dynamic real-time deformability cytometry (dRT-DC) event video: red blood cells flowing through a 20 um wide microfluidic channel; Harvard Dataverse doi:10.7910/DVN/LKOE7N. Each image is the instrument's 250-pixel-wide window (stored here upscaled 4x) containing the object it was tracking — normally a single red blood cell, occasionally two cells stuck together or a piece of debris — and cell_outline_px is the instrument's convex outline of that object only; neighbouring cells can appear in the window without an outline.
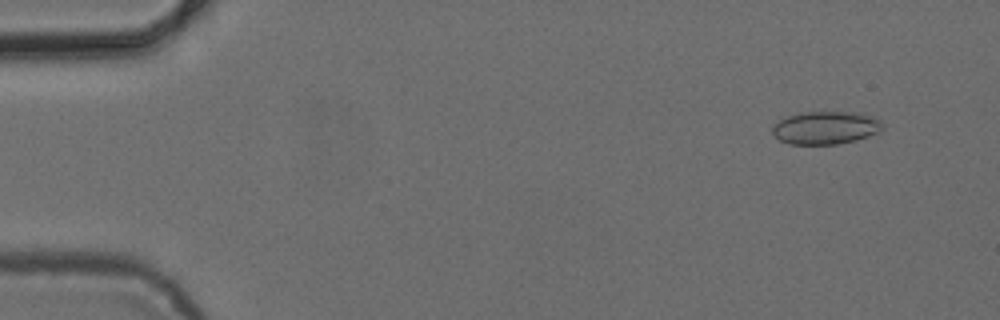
{"species": "common noctule bat (a hibernating species)", "species_latin": "Nyctalus noctula", "temperature_condition": "cold", "stored_images_in_passage": 54, "camera_frame_rate_fps": 3000, "um_per_image_px": 0.085, "animal": {"sex": "female", "body_mass_g": 24.6, "forearm_length_mm": 56.2}, "frame": {"image": 1, "passage_image": 5, "time_ms": 1.333, "image_size_px": [1000, 320], "cell_outline_px": [[884, 128], [880, 132], [856, 140], [836, 144], [788, 144], [772, 136], [772, 128], [780, 120], [788, 116], [804, 112], [860, 112], [872, 116], [880, 120], [884, 124]], "centroid_in_image_um": [70.21, 10.86], "position_along_channel_um": 14.8, "area_um2": 21.27}}
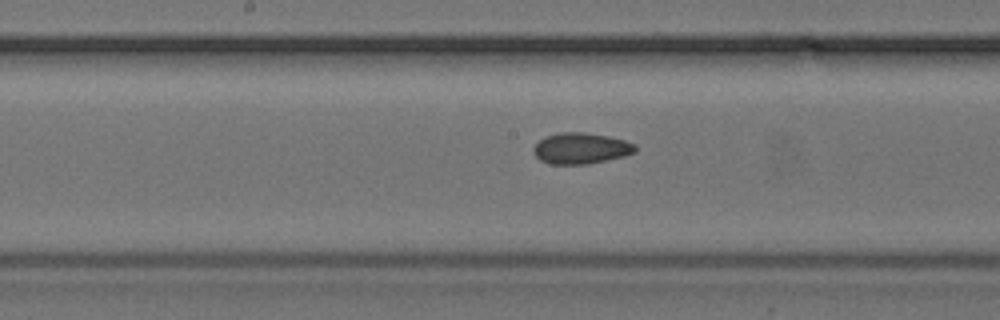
{"frame": {"image": 2, "passage_image": 28, "time_ms": 9.0, "image_size_px": [1000, 320], "cell_outline_px": [[636, 152], [624, 156], [588, 164], [552, 164], [540, 160], [532, 152], [532, 148], [544, 136], [560, 132], [584, 132], [608, 136], [624, 140], [636, 144]], "centroid_in_image_um": [49.37, 12.6], "position_along_channel_um": 198.8, "area_um2": 18.5}}
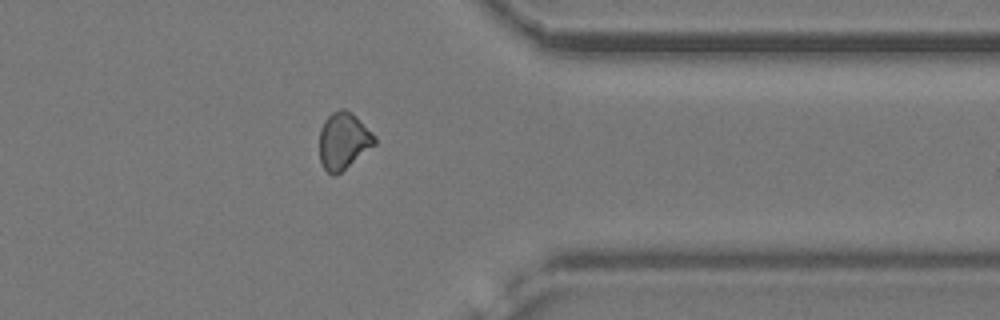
{"frame": {"image": 3, "passage_image": 43, "time_ms": 14.0, "image_size_px": [1000, 320], "cell_outline_px": [[376, 144], [336, 176], [332, 176], [324, 168], [320, 160], [320, 128], [324, 120], [332, 112], [340, 108], [344, 108], [356, 116], [376, 136]], "centroid_in_image_um": [29.19, 11.97], "position_along_channel_um": 382.2, "area_um2": 18.32}, "authors_computed_cell_mechanics": {"area_um2": 18.4093, "velocity_mm_per_s": 3.8639, "shape_relaxation_time_tau1_ms": 2.1441, "shape_relaxation_time_tau2_ms": 9.8362, "deformation_change_tau1": 0.0509, "deformation_change_tau2": 0.1324}}